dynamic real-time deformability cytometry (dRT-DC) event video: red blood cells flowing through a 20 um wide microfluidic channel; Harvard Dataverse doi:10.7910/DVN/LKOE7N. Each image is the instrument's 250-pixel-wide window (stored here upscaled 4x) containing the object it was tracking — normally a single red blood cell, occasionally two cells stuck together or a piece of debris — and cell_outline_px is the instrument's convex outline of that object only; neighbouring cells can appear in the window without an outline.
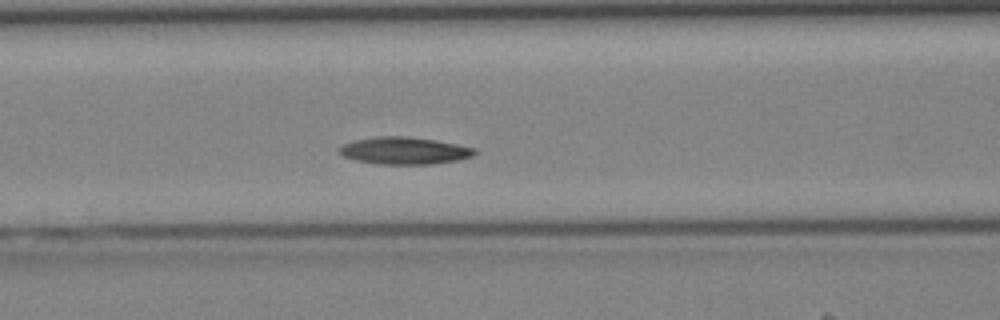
{"species": "Egyptian fruit bat (a non-hibernating species)", "species_latin": "Rousettus aegyptiacus", "temperature_condition": "cold", "stored_images_in_passage": 40, "camera_frame_rate_fps": 3000, "um_per_image_px": 0.085, "animal": {"sex": "female"}, "frame": {"image": 1, "passage_image": 15, "time_ms": 4.667, "image_size_px": [1000, 320], "cell_outline_px": [[476, 152], [472, 156], [460, 160], [432, 164], [380, 164], [356, 160], [344, 156], [340, 152], [340, 148], [344, 144], [356, 140], [376, 136], [404, 136], [436, 140], [476, 148]], "centroid_in_image_um": [34.42, 12.81], "position_along_channel_um": 132.2, "area_um2": 21.27}}
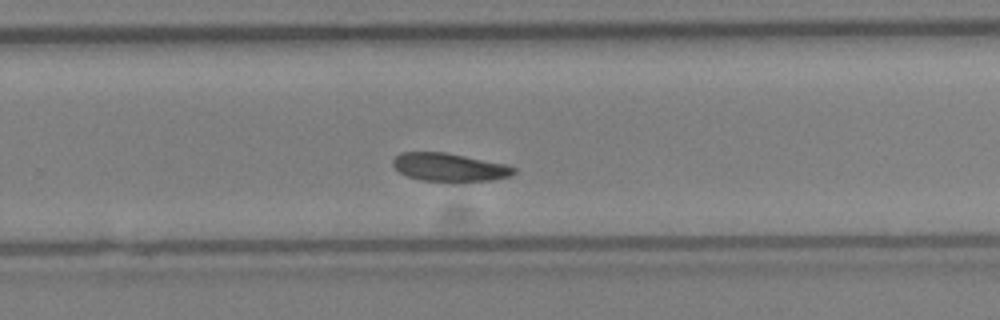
{"frame": {"image": 2, "passage_image": 25, "time_ms": 8.0, "image_size_px": [1000, 320], "cell_outline_px": [[516, 172], [512, 176], [492, 180], [460, 184], [452, 184], [420, 180], [408, 176], [400, 172], [392, 164], [392, 160], [400, 152], [444, 152], [508, 164], [516, 168]], "centroid_in_image_um": [38.26, 14.26], "position_along_channel_um": 291.5, "area_um2": 20.75}}
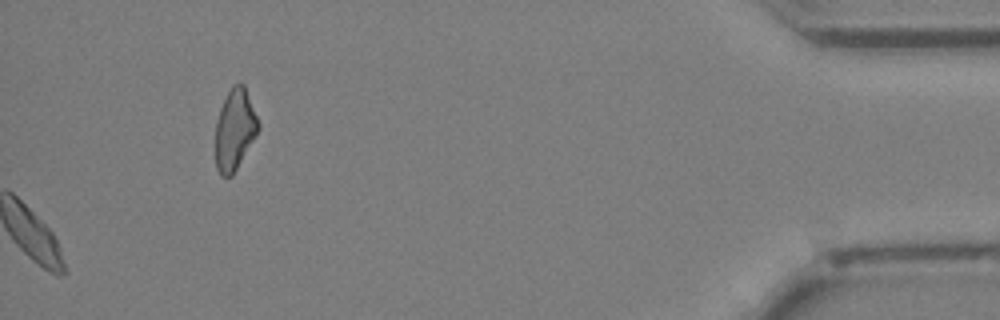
{"frame": {"image": 3, "passage_image": 40, "time_ms": 13.0, "image_size_px": [1000, 320], "cell_outline_px": [[260, 128], [256, 136], [232, 176], [220, 176], [216, 168], [216, 120], [220, 108], [232, 84], [244, 84], [260, 124]], "centroid_in_image_um": [19.96, 11.02], "position_along_channel_um": 415.2, "area_um2": 20.17}}